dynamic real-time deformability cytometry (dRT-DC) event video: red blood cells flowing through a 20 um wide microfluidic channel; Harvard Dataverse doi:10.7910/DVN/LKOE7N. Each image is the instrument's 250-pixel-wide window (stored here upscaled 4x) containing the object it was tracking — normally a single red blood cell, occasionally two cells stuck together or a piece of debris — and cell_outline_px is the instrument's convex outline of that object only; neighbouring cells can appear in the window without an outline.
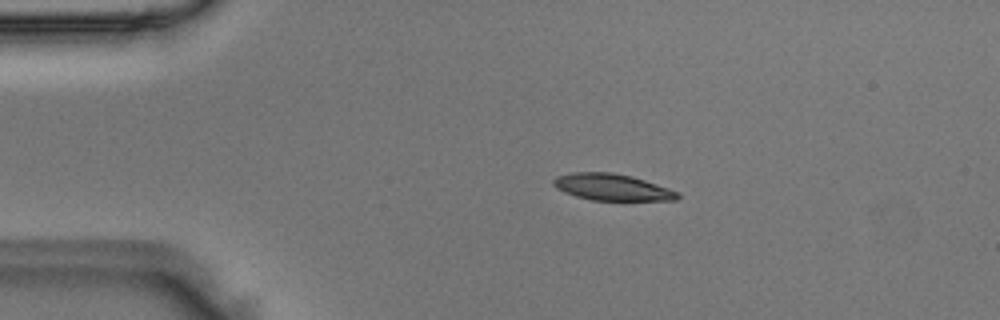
{"species": "Egyptian fruit bat (a non-hibernating species)", "species_latin": "Rousettus aegyptiacus", "temperature_condition": "room temperature", "stored_images_in_passage": 51, "camera_frame_rate_fps": 3000, "um_per_image_px": 0.085, "animal": {"sex": "male"}, "frame": {"image": 1, "passage_image": 10, "time_ms": 3.0, "image_size_px": [1000, 320], "cell_outline_px": [[680, 196], [676, 200], [592, 200], [576, 196], [564, 192], [556, 188], [552, 184], [552, 180], [556, 176], [572, 172], [608, 172], [632, 176], [668, 188], [676, 192]], "centroid_in_image_um": [51.96, 15.9], "position_along_channel_um": 33.0, "area_um2": 19.07}}
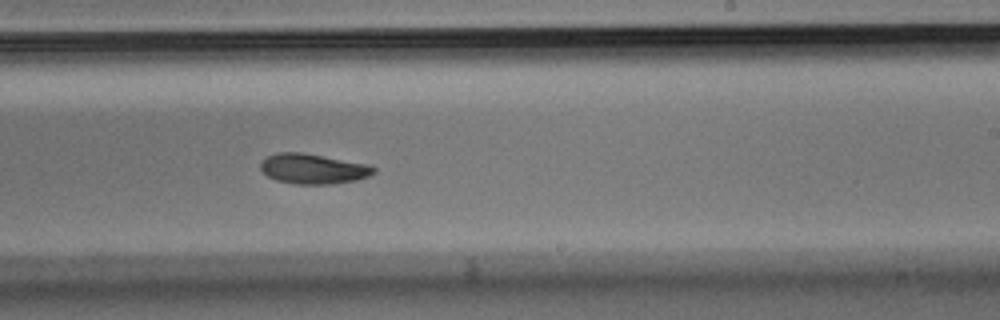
{"frame": {"image": 2, "passage_image": 31, "time_ms": 10.0, "image_size_px": [1000, 320], "cell_outline_px": [[376, 172], [368, 176], [356, 180], [332, 184], [296, 184], [276, 180], [268, 176], [260, 168], [260, 160], [276, 152], [304, 152], [368, 164], [376, 168]], "centroid_in_image_um": [26.61, 14.34], "position_along_channel_um": 262.4, "area_um2": 20.0}}
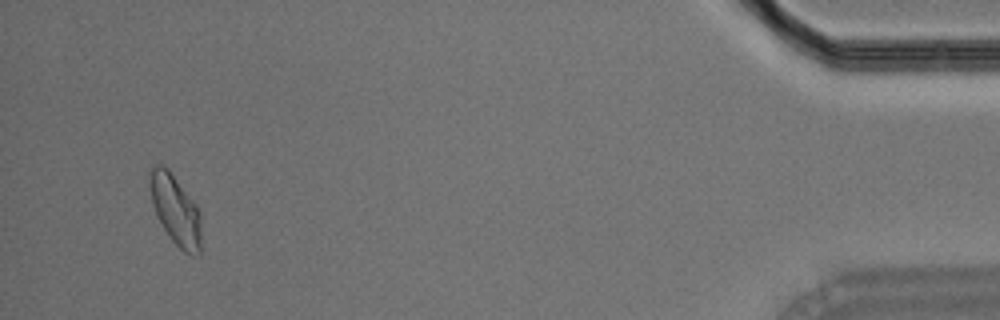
{"frame": {"image": 3, "passage_image": 49, "time_ms": 16.0, "image_size_px": [1000, 320], "cell_outline_px": [[200, 256], [192, 256], [184, 252], [172, 240], [156, 216], [152, 204], [152, 164], [160, 164], [168, 168], [196, 204], [200, 212]], "centroid_in_image_um": [14.96, 17.89], "position_along_channel_um": 420.2, "area_um2": 20.52}}